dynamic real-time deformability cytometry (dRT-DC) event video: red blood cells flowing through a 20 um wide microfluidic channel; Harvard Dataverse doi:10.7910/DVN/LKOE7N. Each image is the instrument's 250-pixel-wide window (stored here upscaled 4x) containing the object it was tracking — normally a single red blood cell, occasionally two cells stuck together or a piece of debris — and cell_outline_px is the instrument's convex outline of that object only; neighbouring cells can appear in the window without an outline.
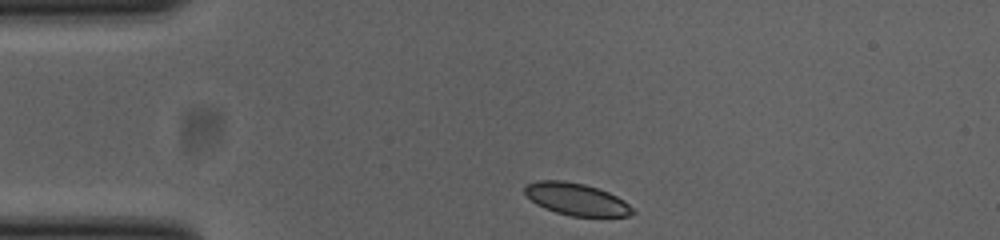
{"species": "common noctule bat (a hibernating species)", "species_latin": "Nyctalus noctula", "temperature_condition": "cold", "stored_images_in_passage": 35, "camera_frame_rate_fps": 3000, "um_per_image_px": 0.085, "animal": {"sex": "female", "body_mass_g": 23.0, "forearm_length_mm": 53.4}, "frame": {"image": 1, "passage_image": 1, "time_ms": 0.0, "image_size_px": [1000, 240], "cell_outline_px": [[636, 212], [628, 216], [572, 216], [556, 212], [544, 208], [536, 204], [524, 192], [524, 188], [528, 184], [536, 180], [564, 180], [584, 184], [608, 192], [624, 200]], "centroid_in_image_um": [48.99, 16.93], "position_along_channel_um": 36.0, "area_um2": 20.06}}
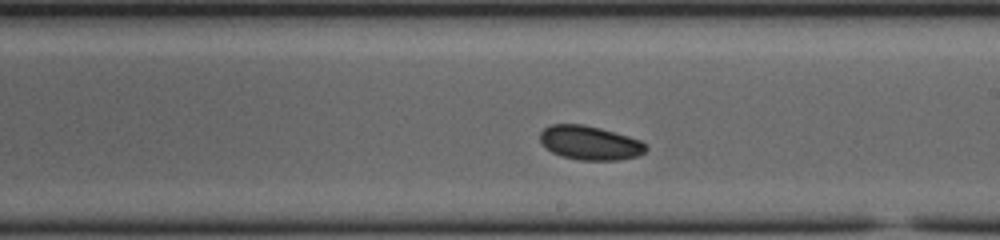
{"frame": {"image": 2, "passage_image": 20, "time_ms": 6.333, "image_size_px": [1000, 240], "cell_outline_px": [[648, 148], [640, 156], [620, 160], [580, 160], [564, 156], [552, 152], [544, 148], [540, 140], [540, 132], [544, 128], [552, 124], [584, 124], [600, 128], [628, 136], [640, 140]], "centroid_in_image_um": [50.13, 12.14], "position_along_channel_um": 238.9, "area_um2": 21.04}}
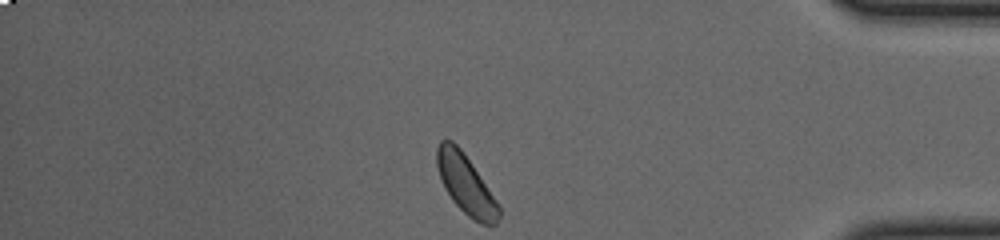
{"frame": {"image": 3, "passage_image": 35, "time_ms": 11.333, "image_size_px": [1000, 240], "cell_outline_px": [[500, 216], [496, 224], [484, 224], [472, 220], [452, 200], [444, 188], [436, 164], [436, 148], [440, 140], [452, 140], [464, 152], [500, 204]], "centroid_in_image_um": [39.6, 15.66], "position_along_channel_um": 395.6, "area_um2": 21.5}, "authors_computed_cell_mechanics": {"area_um2": 21.0392, "velocity_mm_per_s": 3.8004, "shape_relaxation_time_tau1_ms": 5.5396, "shape_relaxation_time_tau2_ms": null, "deformation_change_tau1": 0.0888, "deformation_change_tau2": null}}